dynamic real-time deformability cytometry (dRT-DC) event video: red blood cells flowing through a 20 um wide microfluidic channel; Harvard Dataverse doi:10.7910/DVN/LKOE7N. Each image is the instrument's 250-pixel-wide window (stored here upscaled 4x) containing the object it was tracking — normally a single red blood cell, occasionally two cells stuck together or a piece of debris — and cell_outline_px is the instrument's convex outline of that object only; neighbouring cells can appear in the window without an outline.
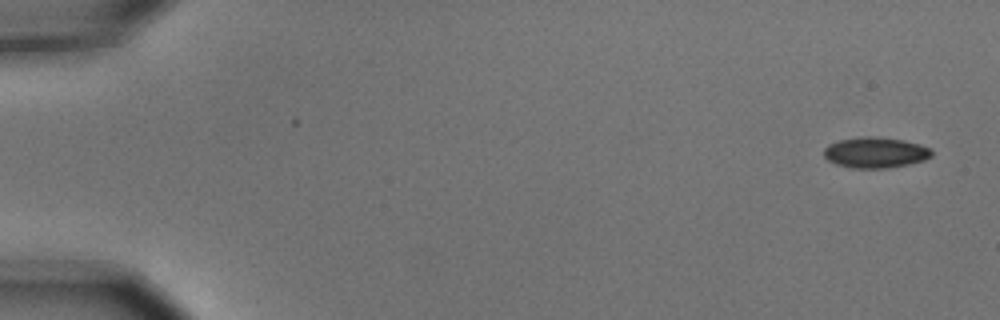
{"species": "common noctule bat (a hibernating species)", "species_latin": "Nyctalus noctula", "temperature_condition": "cold", "stored_images_in_passage": 2, "camera_frame_rate_fps": 3000, "um_per_image_px": 0.085, "animal": {"sex": "male", "body_mass_g": 15.6}, "frame": {"image": 1, "passage_image": 2, "time_ms": 0.333, "image_size_px": [1000, 320], "cell_outline_px": [[932, 156], [924, 160], [908, 164], [888, 168], [852, 168], [836, 164], [828, 160], [824, 156], [824, 148], [828, 144], [840, 140], [860, 136], [868, 136], [904, 140], [920, 144], [932, 148]], "centroid_in_image_um": [74.41, 12.96], "position_along_channel_um": 10.6, "area_um2": 19.36}}